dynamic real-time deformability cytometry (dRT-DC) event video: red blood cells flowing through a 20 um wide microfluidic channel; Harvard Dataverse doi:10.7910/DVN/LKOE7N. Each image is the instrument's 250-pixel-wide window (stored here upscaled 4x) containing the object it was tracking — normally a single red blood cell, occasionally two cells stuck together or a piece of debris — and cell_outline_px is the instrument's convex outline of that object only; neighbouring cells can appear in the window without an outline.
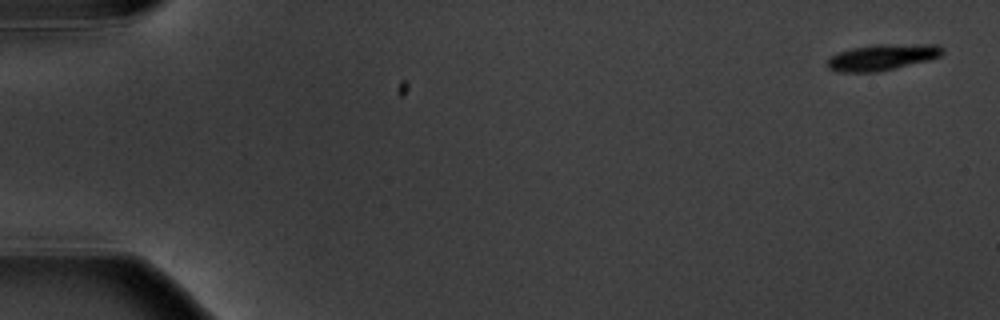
{"species": "common noctule bat (a hibernating species)", "species_latin": "Nyctalus noctula", "temperature_condition": "warm", "stored_images_in_passage": 3, "camera_frame_rate_fps": 3000, "um_per_image_px": 0.085, "animal": {"sex": "male", "body_mass_g": 20.1, "forearm_length_mm": 53.5}, "frame": {"image": 1, "passage_image": 1, "time_ms": 0.0, "image_size_px": [1000, 320], "cell_outline_px": [[944, 52], [940, 56], [928, 60], [876, 72], [836, 72], [828, 68], [828, 60], [832, 56], [840, 52], [852, 48], [876, 44], [940, 44], [944, 48]], "centroid_in_image_um": [75.03, 4.85], "position_along_channel_um": 10.0, "area_um2": 17.46}}